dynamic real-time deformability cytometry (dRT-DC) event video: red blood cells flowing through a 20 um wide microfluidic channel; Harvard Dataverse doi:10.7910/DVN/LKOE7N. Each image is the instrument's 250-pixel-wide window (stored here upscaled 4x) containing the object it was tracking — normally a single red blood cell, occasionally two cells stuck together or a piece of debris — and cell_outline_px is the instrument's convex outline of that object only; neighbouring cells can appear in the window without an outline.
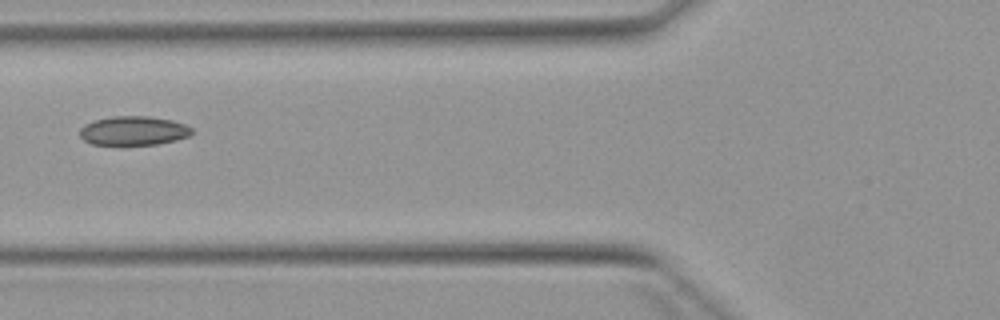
{"species": "Egyptian fruit bat (a non-hibernating species)", "species_latin": "Rousettus aegyptiacus", "temperature_condition": "warm", "stored_images_in_passage": 2, "camera_frame_rate_fps": 3000, "um_per_image_px": 0.085, "animal": {"sex": "female"}, "frame": {"image": 1, "passage_image": 2, "time_ms": 1.333, "image_size_px": [1000, 320], "cell_outline_px": [[196, 132], [192, 136], [176, 140], [156, 144], [120, 148], [92, 144], [84, 140], [80, 136], [80, 128], [84, 124], [96, 120], [112, 116], [148, 116], [172, 120], [184, 124], [192, 128]], "centroid_in_image_um": [11.35, 11.16], "position_along_channel_um": 114.4, "area_um2": 19.94}}